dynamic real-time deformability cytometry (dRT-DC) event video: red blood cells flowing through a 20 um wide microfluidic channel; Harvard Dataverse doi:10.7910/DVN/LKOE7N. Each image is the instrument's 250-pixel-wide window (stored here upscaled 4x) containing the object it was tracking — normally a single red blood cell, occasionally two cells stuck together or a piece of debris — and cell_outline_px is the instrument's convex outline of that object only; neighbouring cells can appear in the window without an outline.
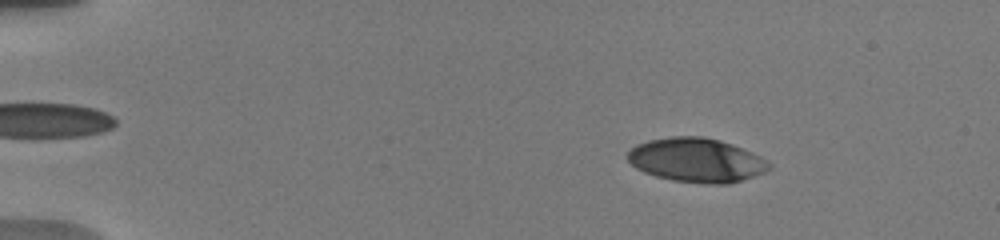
{"species": "human", "species_latin": "Homo sapiens", "temperature_condition": "warm", "stored_images_in_passage": 63, "camera_frame_rate_fps": 3000, "um_per_image_px": 0.085, "donor": {"sex": "male"}, "frame": {"image": 1, "passage_image": 7, "time_ms": 1.667, "image_size_px": [1000, 240], "cell_outline_px": [[772, 168], [764, 172], [728, 184], [704, 184], [672, 180], [656, 176], [644, 172], [636, 168], [628, 160], [628, 152], [636, 144], [648, 140], [672, 136], [704, 136], [720, 140], [732, 144], [752, 152], [768, 160], [772, 164]], "centroid_in_image_um": [59.21, 13.61], "position_along_channel_um": 25.8, "area_um2": 36.47}}
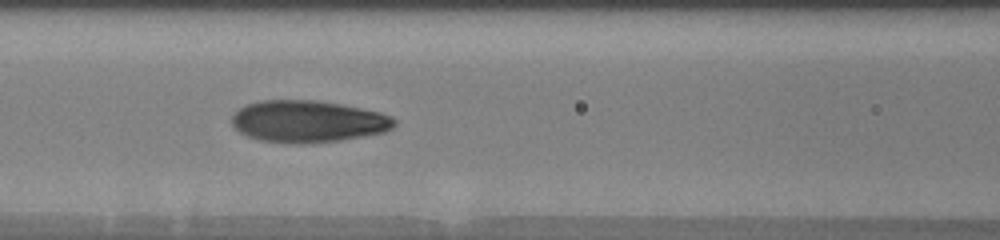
{"frame": {"image": 2, "passage_image": 27, "time_ms": 7.333, "image_size_px": [1000, 240], "cell_outline_px": [[396, 124], [392, 128], [384, 132], [364, 136], [340, 140], [308, 144], [284, 144], [260, 140], [248, 136], [240, 132], [232, 124], [232, 116], [240, 108], [248, 104], [260, 100], [312, 100], [340, 104], [380, 112], [392, 116], [396, 120]], "centroid_in_image_um": [26.18, 10.33], "position_along_channel_um": 140.4, "area_um2": 39.82}}
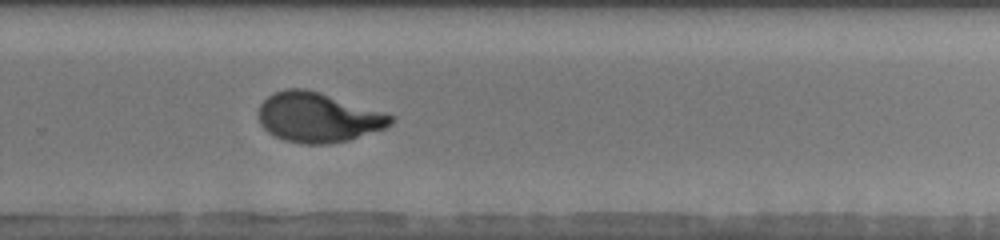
{"frame": {"image": 3, "passage_image": 53, "time_ms": 11.667, "image_size_px": [1000, 240], "cell_outline_px": [[392, 124], [384, 128], [348, 140], [328, 144], [300, 144], [284, 140], [272, 136], [260, 124], [260, 104], [268, 96], [284, 88], [304, 88], [320, 92], [392, 116]], "centroid_in_image_um": [26.97, 9.99], "position_along_channel_um": 302.8, "area_um2": 37.8}}